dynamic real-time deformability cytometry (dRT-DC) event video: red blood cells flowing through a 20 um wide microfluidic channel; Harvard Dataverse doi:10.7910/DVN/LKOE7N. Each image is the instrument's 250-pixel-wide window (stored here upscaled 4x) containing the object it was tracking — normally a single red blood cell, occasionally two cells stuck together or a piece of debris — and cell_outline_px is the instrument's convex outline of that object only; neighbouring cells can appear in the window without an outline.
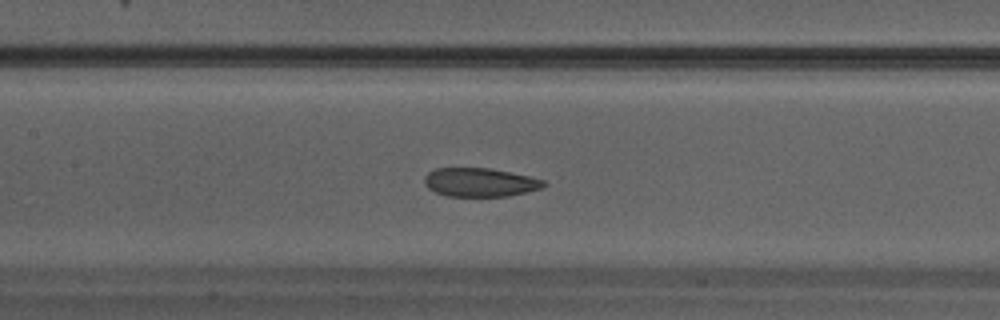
{"species": "Egyptian fruit bat (a non-hibernating species)", "species_latin": "Rousettus aegyptiacus", "temperature_condition": "warm", "stored_images_in_passage": 25, "camera_frame_rate_fps": 3000, "um_per_image_px": 0.085, "animal": {"sex": "male"}, "frame": {"image": 1, "passage_image": 8, "time_ms": 2.333, "image_size_px": [1000, 320], "cell_outline_px": [[548, 184], [544, 188], [508, 196], [448, 196], [436, 192], [428, 188], [424, 184], [424, 176], [428, 172], [436, 168], [488, 168], [528, 176], [544, 180]], "centroid_in_image_um": [40.8, 15.5], "position_along_channel_um": 166.6, "area_um2": 19.94}}
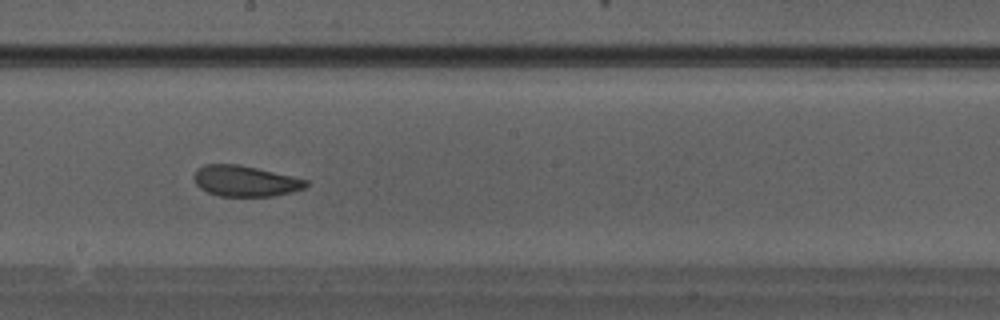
{"frame": {"image": 2, "passage_image": 11, "time_ms": 3.333, "image_size_px": [1000, 320], "cell_outline_px": [[308, 184], [304, 188], [292, 192], [272, 196], [220, 196], [208, 192], [200, 188], [196, 184], [192, 176], [196, 168], [204, 164], [240, 164], [308, 180]], "centroid_in_image_um": [20.8, 15.38], "position_along_channel_um": 227.4, "area_um2": 20.17}}